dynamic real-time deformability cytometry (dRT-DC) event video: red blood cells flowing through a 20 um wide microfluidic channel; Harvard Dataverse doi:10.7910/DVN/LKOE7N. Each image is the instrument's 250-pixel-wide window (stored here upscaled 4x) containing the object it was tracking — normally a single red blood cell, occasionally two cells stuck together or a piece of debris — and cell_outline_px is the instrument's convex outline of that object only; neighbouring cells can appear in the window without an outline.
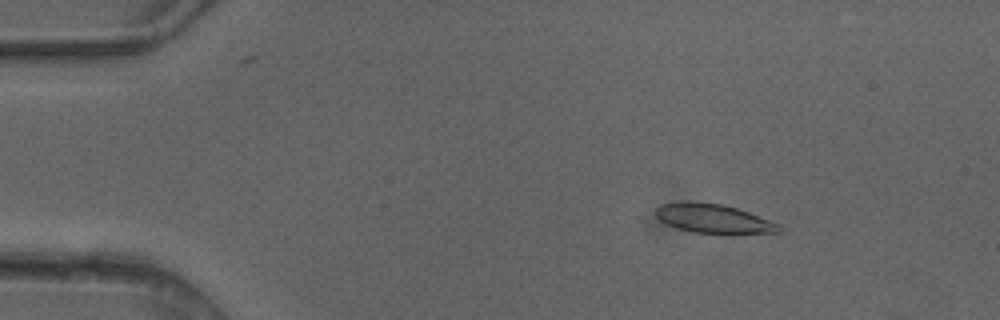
{"species": "common noctule bat (a hibernating species)", "species_latin": "Nyctalus noctula", "temperature_condition": "cold", "stored_images_in_passage": 4, "camera_frame_rate_fps": 3000, "um_per_image_px": 0.085, "animal": {"sex": "female"}, "frame": {"image": 1, "passage_image": 2, "time_ms": 0.333, "image_size_px": [1000, 320], "cell_outline_px": [[780, 232], [732, 236], [692, 232], [676, 228], [660, 220], [656, 216], [656, 208], [660, 204], [692, 200], [720, 204], [736, 208], [748, 212], [780, 224]], "centroid_in_image_um": [60.67, 18.62], "position_along_channel_um": 24.3, "area_um2": 21.62}}